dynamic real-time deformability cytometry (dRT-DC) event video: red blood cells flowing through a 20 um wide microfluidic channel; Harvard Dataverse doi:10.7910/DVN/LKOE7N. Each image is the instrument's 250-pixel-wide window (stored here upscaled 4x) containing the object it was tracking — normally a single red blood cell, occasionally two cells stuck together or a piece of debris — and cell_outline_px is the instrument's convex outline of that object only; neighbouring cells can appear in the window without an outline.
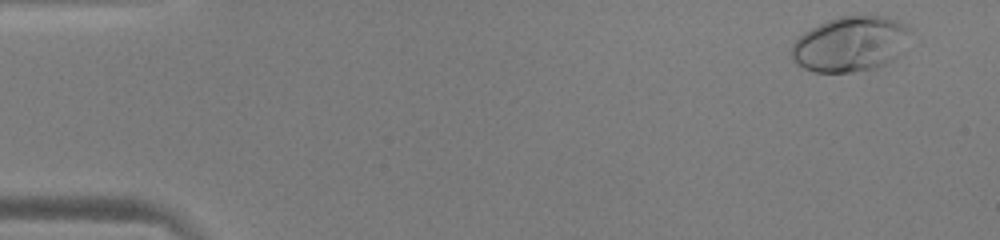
{"species": "human", "species_latin": "Homo sapiens", "temperature_condition": "warm", "stored_images_in_passage": 51, "camera_frame_rate_fps": 3000, "um_per_image_px": 0.085, "donor": {"sex": "male"}, "frame": {"image": 1, "passage_image": 2, "time_ms": 0.333, "image_size_px": [1000, 240], "cell_outline_px": [[912, 36], [896, 56], [892, 60], [876, 68], [848, 72], [816, 72], [804, 68], [796, 64], [792, 60], [792, 44], [804, 32], [828, 20], [840, 16], [884, 16], [908, 24], [912, 28]], "centroid_in_image_um": [72.32, 3.73], "position_along_channel_um": 12.7, "area_um2": 38.21}}
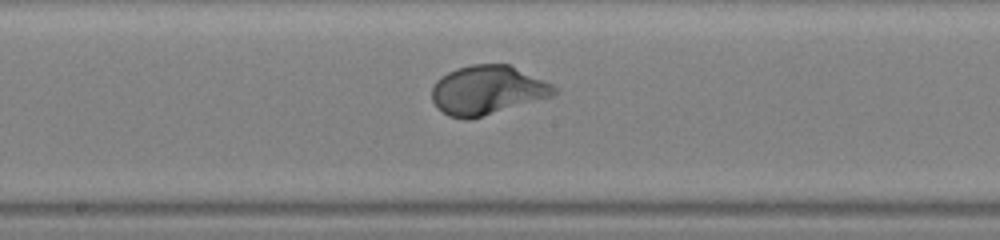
{"frame": {"image": 2, "passage_image": 27, "time_ms": 8.667, "image_size_px": [1000, 240], "cell_outline_px": [[556, 92], [552, 96], [468, 120], [448, 116], [436, 108], [432, 100], [432, 84], [440, 76], [456, 68], [472, 64], [508, 64], [552, 84], [556, 88]], "centroid_in_image_um": [41.36, 7.66], "position_along_channel_um": 206.8, "area_um2": 34.8}}
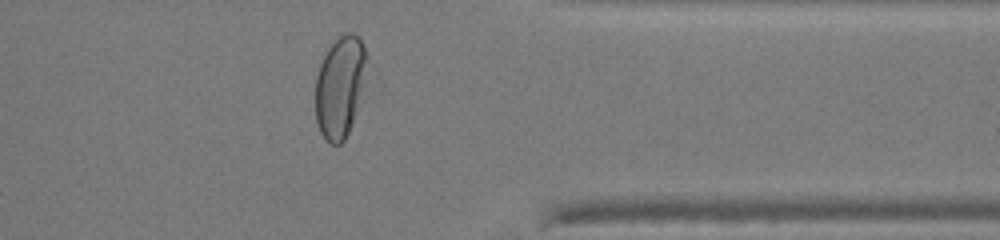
{"frame": {"image": 3, "passage_image": 41, "time_ms": 13.333, "image_size_px": [1000, 240], "cell_outline_px": [[368, 56], [356, 108], [348, 132], [344, 140], [340, 144], [332, 144], [324, 140], [320, 132], [316, 120], [316, 76], [320, 64], [328, 48], [336, 36], [340, 32], [352, 32], [360, 36], [364, 44]], "centroid_in_image_um": [28.87, 7.29], "position_along_channel_um": 382.5, "area_um2": 30.17}}